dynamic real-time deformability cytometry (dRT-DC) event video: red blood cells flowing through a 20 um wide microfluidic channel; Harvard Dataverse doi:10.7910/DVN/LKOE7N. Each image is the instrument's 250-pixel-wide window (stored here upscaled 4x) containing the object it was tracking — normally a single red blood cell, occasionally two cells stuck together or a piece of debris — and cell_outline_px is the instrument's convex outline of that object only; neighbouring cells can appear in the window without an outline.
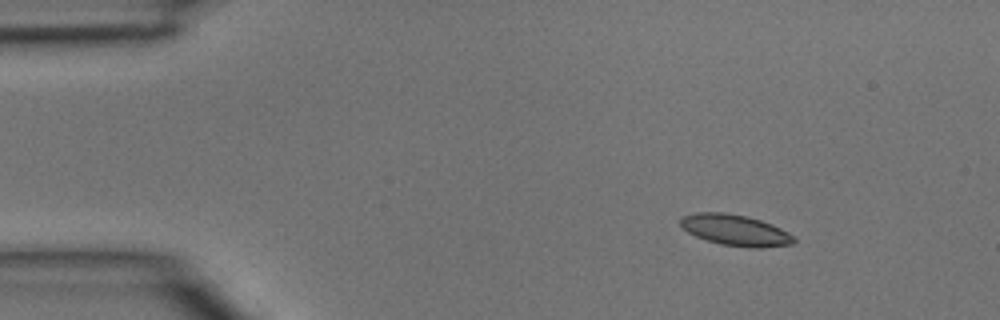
{"species": "common noctule bat (a hibernating species)", "species_latin": "Nyctalus noctula", "temperature_condition": "room temperature", "stored_images_in_passage": 40, "camera_frame_rate_fps": 3000, "um_per_image_px": 0.085, "animal": {"sex": "male", "body_mass_g": 15.6}, "frame": {"image": 1, "passage_image": 1, "time_ms": 0.0, "image_size_px": [1000, 320], "cell_outline_px": [[796, 240], [792, 244], [760, 248], [756, 248], [720, 244], [696, 236], [688, 232], [680, 224], [680, 216], [696, 212], [724, 212], [748, 216], [772, 224], [796, 236]], "centroid_in_image_um": [62.52, 19.55], "position_along_channel_um": 22.5, "area_um2": 20.58}}
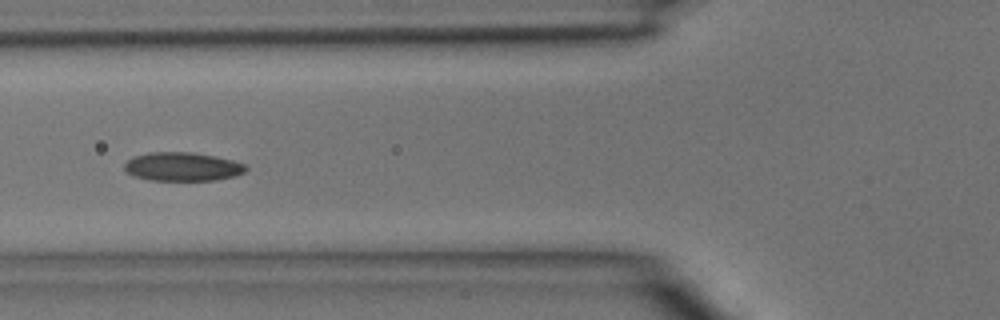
{"frame": {"image": 2, "passage_image": 12, "time_ms": 3.667, "image_size_px": [1000, 320], "cell_outline_px": [[248, 168], [244, 172], [236, 176], [216, 180], [148, 180], [132, 176], [124, 168], [124, 164], [132, 156], [148, 152], [192, 152], [216, 156], [232, 160], [244, 164]], "centroid_in_image_um": [15.49, 14.16], "position_along_channel_um": 110.3, "area_um2": 20.46}}
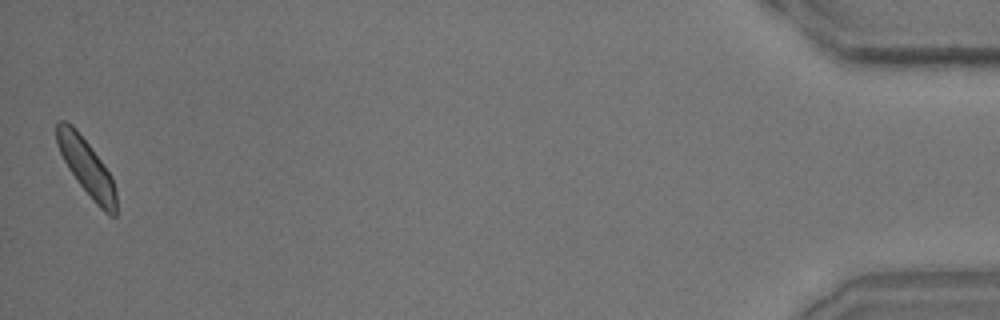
{"frame": {"image": 3, "passage_image": 40, "time_ms": 13.0, "image_size_px": [1000, 320], "cell_outline_px": [[116, 216], [112, 216], [104, 212], [92, 200], [76, 180], [68, 168], [56, 144], [56, 120], [64, 120], [72, 124], [76, 128], [112, 176], [116, 192]], "centroid_in_image_um": [7.34, 14.2], "position_along_channel_um": 427.9, "area_um2": 19.54}}